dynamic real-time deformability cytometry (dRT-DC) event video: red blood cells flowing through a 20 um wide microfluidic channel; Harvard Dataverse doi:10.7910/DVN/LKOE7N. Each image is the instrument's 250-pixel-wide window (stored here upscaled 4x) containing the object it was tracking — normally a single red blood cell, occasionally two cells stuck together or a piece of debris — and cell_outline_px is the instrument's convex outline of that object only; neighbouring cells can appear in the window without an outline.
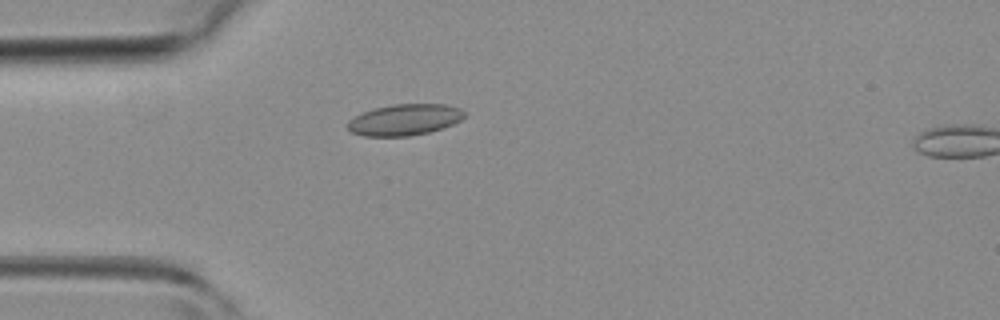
{"species": "common noctule bat (a hibernating species)", "species_latin": "Nyctalus noctula", "temperature_condition": "room temperature", "stored_images_in_passage": 3, "camera_frame_rate_fps": 3000, "um_per_image_px": 0.085, "animal": {"sex": "female", "body_mass_g": 19.3, "forearm_length_mm": 54.1}, "frame": {"image": 1, "passage_image": 1, "time_ms": 0.0, "image_size_px": [1000, 320], "cell_outline_px": [[464, 116], [460, 120], [444, 128], [428, 132], [408, 136], [364, 136], [352, 132], [348, 128], [348, 120], [364, 112], [376, 108], [392, 104], [444, 104], [460, 108], [464, 112]], "centroid_in_image_um": [34.4, 10.18], "position_along_channel_um": 50.6, "area_um2": 21.04}}